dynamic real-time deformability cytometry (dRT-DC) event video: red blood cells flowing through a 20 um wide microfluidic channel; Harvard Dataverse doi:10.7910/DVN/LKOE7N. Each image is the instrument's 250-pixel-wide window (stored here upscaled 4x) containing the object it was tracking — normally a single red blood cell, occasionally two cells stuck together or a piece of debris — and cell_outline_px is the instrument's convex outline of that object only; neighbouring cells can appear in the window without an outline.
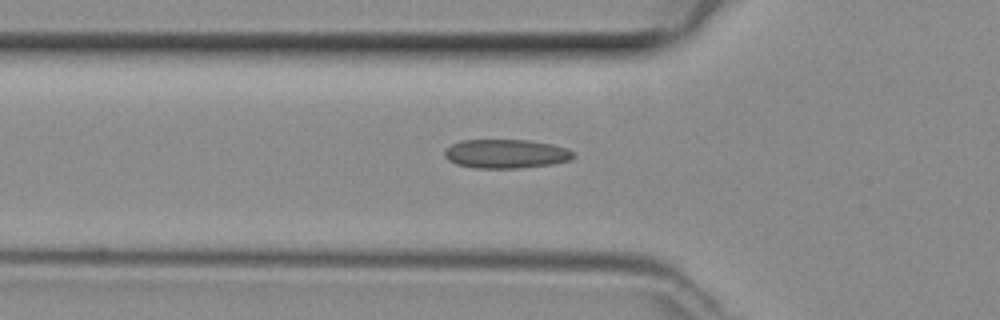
{"species": "common noctule bat (a hibernating species)", "species_latin": "Nyctalus noctula", "temperature_condition": "room temperature", "stored_images_in_passage": 32, "camera_frame_rate_fps": 3000, "um_per_image_px": 0.085, "animal": {"sex": "female", "body_mass_g": 29.2, "forearm_length_mm": 56.3}, "frame": {"image": 1, "passage_image": 3, "time_ms": 0.667, "image_size_px": [1000, 320], "cell_outline_px": [[576, 156], [568, 160], [552, 164], [520, 168], [472, 168], [456, 164], [448, 160], [444, 156], [444, 152], [452, 144], [460, 140], [528, 140], [552, 144], [568, 148]], "centroid_in_image_um": [43.0, 13.07], "position_along_channel_um": 82.8, "area_um2": 21.79}}
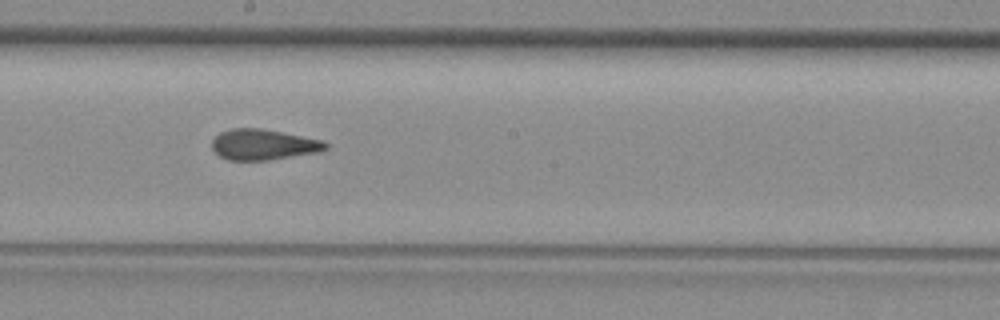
{"frame": {"image": 2, "passage_image": 13, "time_ms": 4.0, "image_size_px": [1000, 320], "cell_outline_px": [[328, 148], [320, 152], [268, 160], [228, 160], [220, 156], [212, 148], [212, 140], [220, 132], [232, 128], [260, 128], [324, 140], [328, 144]], "centroid_in_image_um": [22.41, 12.29], "position_along_channel_um": 225.8, "area_um2": 20.35}}
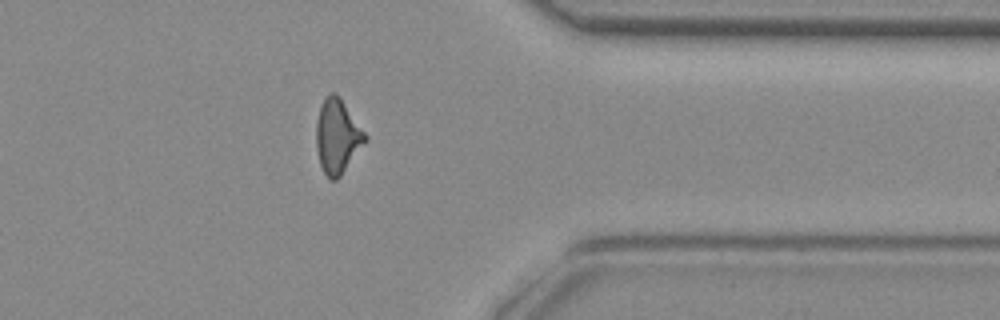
{"frame": {"image": 3, "passage_image": 25, "time_ms": 8.0, "image_size_px": [1000, 320], "cell_outline_px": [[368, 140], [340, 176], [336, 180], [332, 180], [324, 172], [320, 164], [316, 148], [316, 124], [320, 108], [324, 100], [332, 92], [336, 92], [368, 136]], "centroid_in_image_um": [28.69, 11.6], "position_along_channel_um": 382.7, "area_um2": 20.92}}